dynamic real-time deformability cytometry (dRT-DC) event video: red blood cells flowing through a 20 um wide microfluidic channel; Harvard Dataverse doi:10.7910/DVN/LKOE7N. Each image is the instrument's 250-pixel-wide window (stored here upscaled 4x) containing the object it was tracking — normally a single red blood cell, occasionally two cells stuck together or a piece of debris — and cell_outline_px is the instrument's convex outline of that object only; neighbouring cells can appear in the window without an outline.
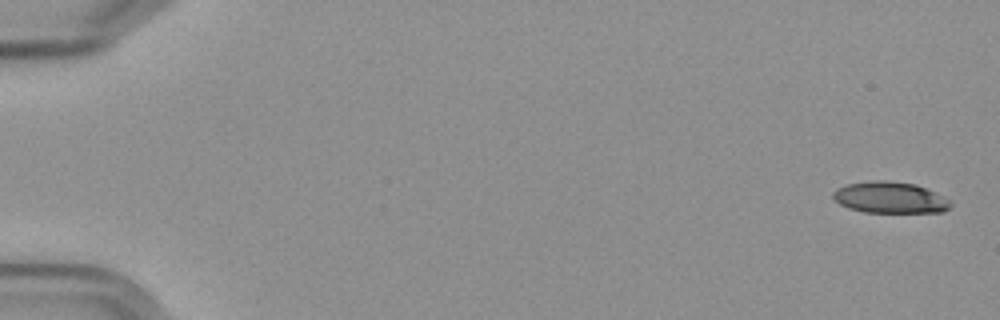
{"species": "Egyptian fruit bat (a non-hibernating species)", "species_latin": "Rousettus aegyptiacus", "temperature_condition": "cold", "stored_images_in_passage": 10, "camera_frame_rate_fps": 3000, "um_per_image_px": 0.085, "frame": {"image": 1, "passage_image": 1, "time_ms": 0.0, "image_size_px": [1000, 320], "cell_outline_px": [[952, 204], [944, 212], [864, 212], [848, 208], [840, 204], [832, 196], [832, 192], [836, 188], [848, 184], [876, 180], [884, 180], [916, 184], [952, 200]], "centroid_in_image_um": [75.66, 16.79], "position_along_channel_um": 9.3, "area_um2": 21.44}}
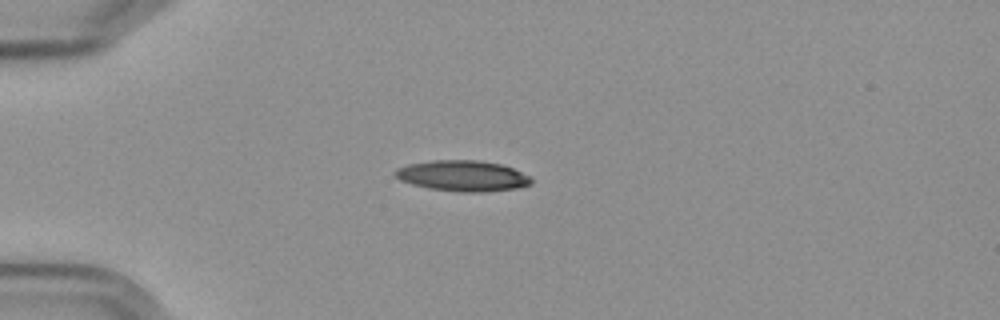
{"frame": {"image": 2, "passage_image": 5, "time_ms": 4.667, "image_size_px": [1000, 320], "cell_outline_px": [[532, 184], [516, 188], [484, 192], [460, 192], [428, 188], [412, 184], [400, 180], [392, 172], [396, 168], [408, 164], [432, 160], [476, 160], [500, 164], [512, 168], [528, 176], [532, 180]], "centroid_in_image_um": [39.28, 14.95], "position_along_channel_um": 45.7, "area_um2": 24.33}}
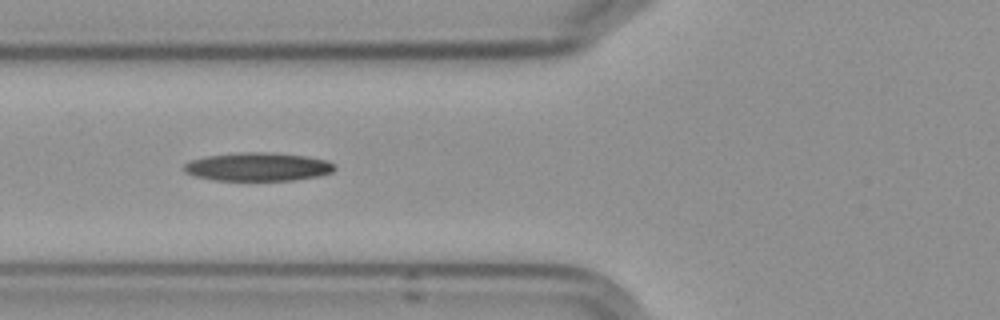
{"frame": {"image": 3, "passage_image": 7, "time_ms": 7.0, "image_size_px": [1000, 320], "cell_outline_px": [[336, 168], [332, 172], [320, 176], [292, 180], [216, 180], [196, 176], [184, 172], [184, 164], [192, 160], [208, 156], [240, 152], [276, 152], [308, 156], [328, 160], [336, 164]], "centroid_in_image_um": [22.0, 14.17], "position_along_channel_um": 103.8, "area_um2": 25.09}}